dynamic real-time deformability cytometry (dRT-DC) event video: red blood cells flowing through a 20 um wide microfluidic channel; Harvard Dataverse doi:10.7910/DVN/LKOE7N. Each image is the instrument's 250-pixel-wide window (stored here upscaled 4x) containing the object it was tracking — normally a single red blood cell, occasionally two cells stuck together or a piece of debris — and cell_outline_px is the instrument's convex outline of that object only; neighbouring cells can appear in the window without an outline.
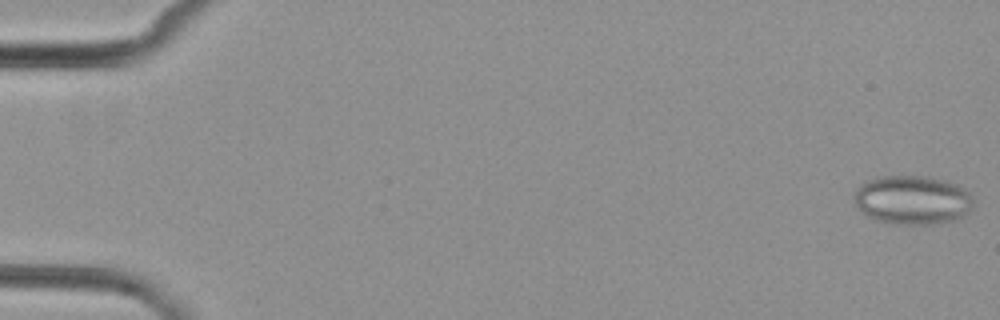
{"species": "common noctule bat (a hibernating species)", "species_latin": "Nyctalus noctula", "temperature_condition": "cold", "stored_images_in_passage": 5, "camera_frame_rate_fps": 3000, "um_per_image_px": 0.085, "animal": {"sex": "female", "body_mass_g": 29.2, "forearm_length_mm": 56.3}, "frame": {"image": 1, "passage_image": 1, "time_ms": 0.0, "image_size_px": [1000, 320], "cell_outline_px": [[976, 200], [968, 212], [964, 216], [956, 220], [932, 224], [892, 224], [876, 220], [864, 216], [856, 204], [852, 196], [856, 188], [860, 184], [868, 180], [880, 176], [924, 176], [948, 180], [964, 188]], "centroid_in_image_um": [77.55, 17.0], "position_along_channel_um": 7.4, "area_um2": 34.62}}